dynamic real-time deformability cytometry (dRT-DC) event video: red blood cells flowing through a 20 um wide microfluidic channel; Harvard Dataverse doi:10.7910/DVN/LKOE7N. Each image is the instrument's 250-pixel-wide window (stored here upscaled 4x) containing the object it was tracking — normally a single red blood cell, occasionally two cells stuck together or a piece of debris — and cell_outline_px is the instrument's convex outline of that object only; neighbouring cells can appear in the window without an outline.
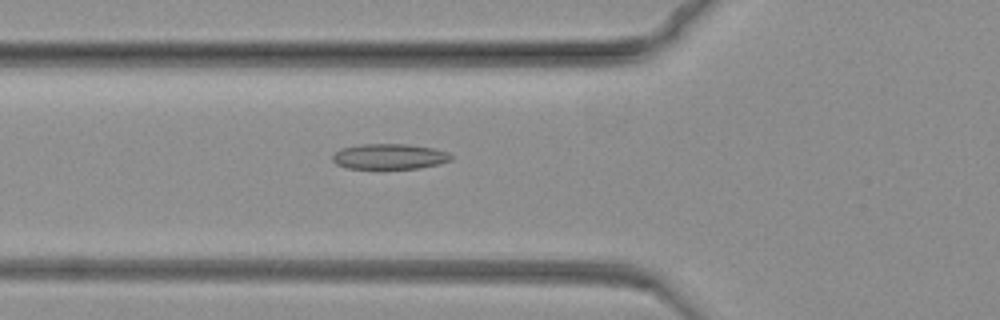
{"species": "common noctule bat (a hibernating species)", "species_latin": "Nyctalus noctula", "temperature_condition": "warm", "stored_images_in_passage": 58, "camera_frame_rate_fps": 3000, "um_per_image_px": 0.085, "animal": {"sex": "female", "body_mass_g": 19.3, "forearm_length_mm": 54.1}, "frame": {"image": 1, "passage_image": 7, "time_ms": 2.0, "image_size_px": [1000, 320], "cell_outline_px": [[452, 160], [440, 164], [420, 168], [348, 168], [336, 164], [332, 160], [332, 156], [340, 148], [364, 144], [408, 144], [432, 148], [448, 152], [452, 156]], "centroid_in_image_um": [33.12, 13.3], "position_along_channel_um": 92.7, "area_um2": 17.51}}
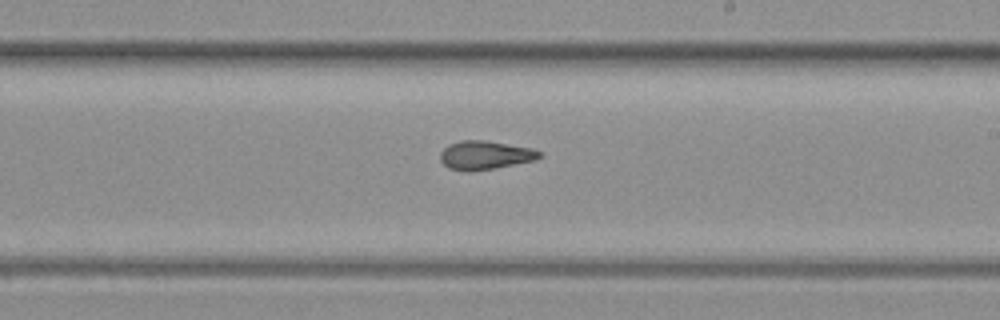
{"frame": {"image": 2, "passage_image": 25, "time_ms": 8.0, "image_size_px": [1000, 320], "cell_outline_px": [[544, 156], [536, 160], [492, 168], [468, 172], [464, 172], [448, 168], [440, 160], [440, 152], [448, 144], [460, 140], [484, 140], [532, 148], [540, 152]], "centroid_in_image_um": [41.21, 13.19], "position_along_channel_um": 247.8, "area_um2": 16.65}}
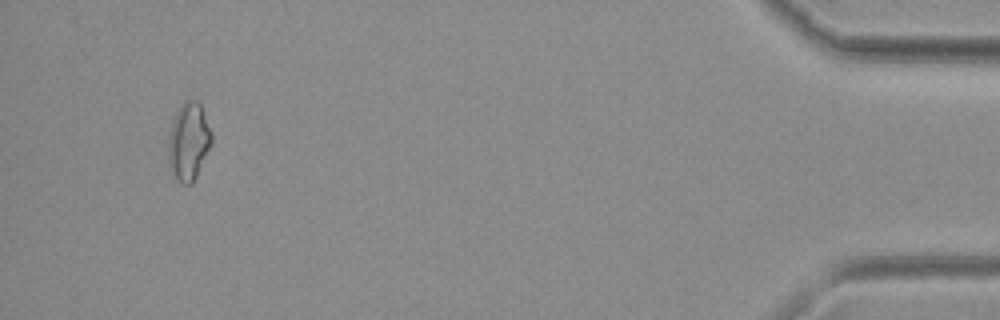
{"frame": {"image": 3, "passage_image": 54, "time_ms": 17.667, "image_size_px": [1000, 320], "cell_outline_px": [[212, 144], [192, 184], [180, 184], [176, 180], [168, 164], [168, 148], [172, 124], [176, 112], [184, 100], [196, 100], [200, 104], [212, 132]], "centroid_in_image_um": [16.04, 12.05], "position_along_channel_um": 419.2, "area_um2": 19.54}}